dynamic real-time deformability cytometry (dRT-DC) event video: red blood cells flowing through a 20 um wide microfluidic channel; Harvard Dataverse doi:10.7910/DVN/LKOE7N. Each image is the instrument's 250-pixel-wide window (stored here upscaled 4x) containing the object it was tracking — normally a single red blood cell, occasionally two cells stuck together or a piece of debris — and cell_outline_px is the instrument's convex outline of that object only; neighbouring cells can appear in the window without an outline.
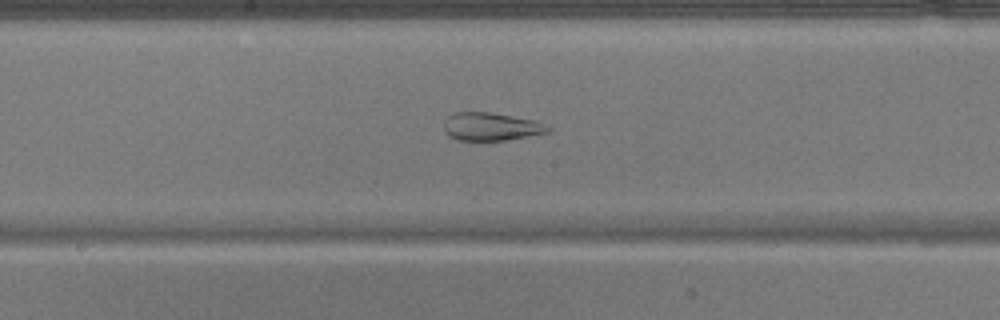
{"species": "common noctule bat (a hibernating species)", "species_latin": "Nyctalus noctula", "temperature_condition": "warm", "stored_images_in_passage": 38, "camera_frame_rate_fps": 3000, "um_per_image_px": 0.085, "animal": {"sex": "male", "body_mass_g": 17.9}, "frame": {"image": 1, "passage_image": 15, "time_ms": 4.667, "image_size_px": [1000, 320], "cell_outline_px": [[552, 128], [548, 132], [528, 136], [504, 140], [456, 140], [448, 136], [444, 132], [444, 120], [448, 116], [456, 112], [488, 112], [536, 120]], "centroid_in_image_um": [41.71, 10.76], "position_along_channel_um": 206.5, "area_um2": 16.99}}
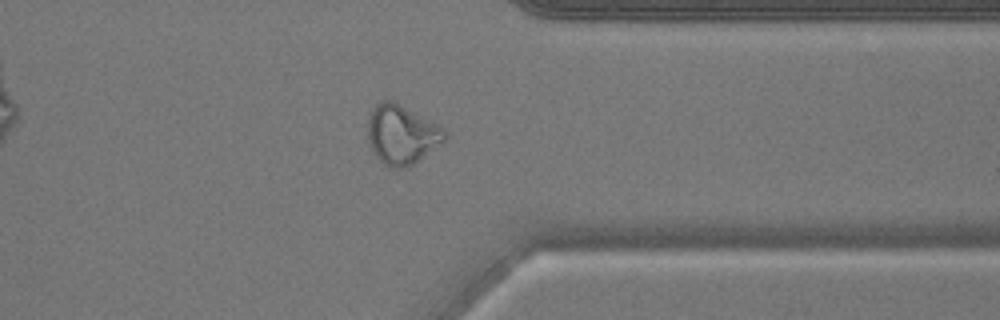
{"frame": {"image": 2, "passage_image": 28, "time_ms": 9.0, "image_size_px": [1000, 320], "cell_outline_px": [[448, 136], [444, 140], [412, 164], [404, 168], [392, 168], [384, 164], [372, 152], [368, 144], [368, 116], [372, 108], [380, 100], [392, 100], [444, 128], [448, 132]], "centroid_in_image_um": [34.1, 11.42], "position_along_channel_um": 377.3, "area_um2": 26.36}}
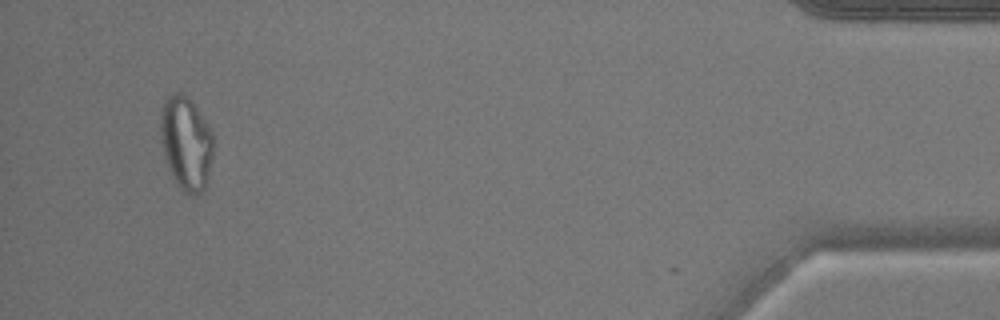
{"frame": {"image": 3, "passage_image": 36, "time_ms": 11.667, "image_size_px": [1000, 320], "cell_outline_px": [[212, 156], [208, 180], [204, 188], [200, 192], [192, 196], [188, 196], [176, 184], [164, 156], [160, 132], [160, 112], [168, 96], [176, 92], [188, 96], [212, 132]], "centroid_in_image_um": [15.81, 12.19], "position_along_channel_um": 419.4, "area_um2": 28.55}}